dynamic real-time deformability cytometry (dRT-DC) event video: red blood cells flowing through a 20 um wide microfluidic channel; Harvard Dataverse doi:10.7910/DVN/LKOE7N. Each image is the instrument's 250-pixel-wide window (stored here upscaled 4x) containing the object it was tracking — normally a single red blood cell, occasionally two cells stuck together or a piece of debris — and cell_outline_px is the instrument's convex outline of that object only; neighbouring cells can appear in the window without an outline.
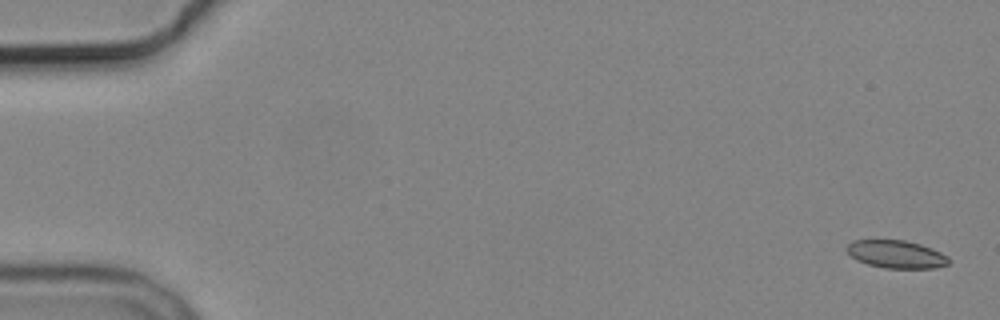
{"species": "common noctule bat (a hibernating species)", "species_latin": "Nyctalus noctula", "temperature_condition": "cold", "stored_images_in_passage": 4, "camera_frame_rate_fps": 3000, "um_per_image_px": 0.085, "animal": {"sex": "male", "body_mass_g": 19.2, "forearm_length_mm": 51.8}, "frame": {"image": 1, "passage_image": 1, "time_ms": 0.0, "image_size_px": [1000, 320], "cell_outline_px": [[948, 264], [936, 268], [884, 268], [868, 264], [856, 260], [844, 248], [852, 240], [904, 240], [920, 244], [932, 248], [948, 256]], "centroid_in_image_um": [76.16, 21.61], "position_along_channel_um": 8.8, "area_um2": 16.53}}